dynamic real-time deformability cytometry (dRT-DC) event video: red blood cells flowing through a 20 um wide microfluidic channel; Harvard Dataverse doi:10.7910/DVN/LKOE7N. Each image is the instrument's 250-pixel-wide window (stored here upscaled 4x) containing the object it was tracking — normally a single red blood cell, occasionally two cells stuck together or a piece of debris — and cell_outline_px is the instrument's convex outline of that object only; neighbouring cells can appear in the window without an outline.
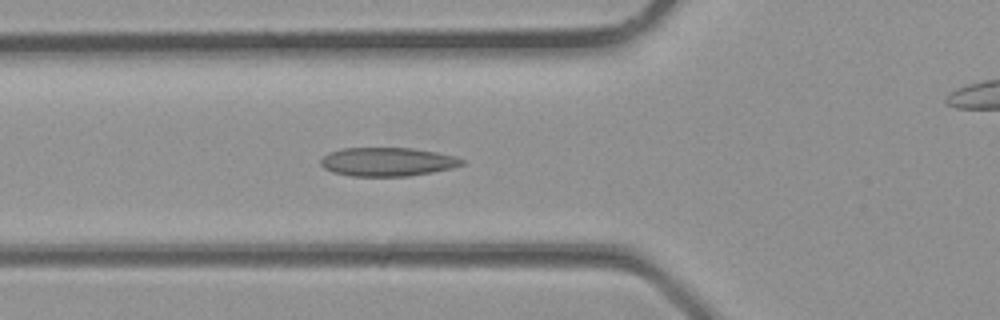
{"species": "common noctule bat (a hibernating species)", "species_latin": "Nyctalus noctula", "temperature_condition": "room temperature", "stored_images_in_passage": 25, "camera_frame_rate_fps": 3000, "um_per_image_px": 0.085, "animal": {"sex": "male", "body_mass_g": 23.1, "forearm_length_mm": 52.7}, "frame": {"image": 1, "passage_image": 2, "time_ms": 0.333, "image_size_px": [1000, 320], "cell_outline_px": [[464, 164], [452, 168], [432, 172], [408, 176], [352, 176], [332, 172], [324, 168], [320, 164], [320, 160], [328, 152], [344, 148], [412, 148], [436, 152], [456, 156], [464, 160]], "centroid_in_image_um": [32.93, 13.75], "position_along_channel_um": 92.9, "area_um2": 23.64}}
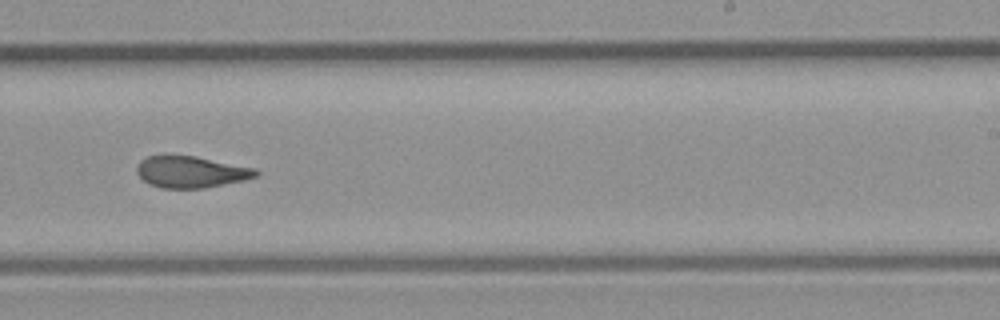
{"frame": {"image": 2, "passage_image": 11, "time_ms": 3.333, "image_size_px": [1000, 320], "cell_outline_px": [[260, 172], [256, 176], [244, 180], [204, 188], [160, 188], [148, 184], [136, 172], [136, 168], [140, 160], [148, 156], [196, 156], [256, 168]], "centroid_in_image_um": [16.24, 14.62], "position_along_channel_um": 272.8, "area_um2": 21.85}}
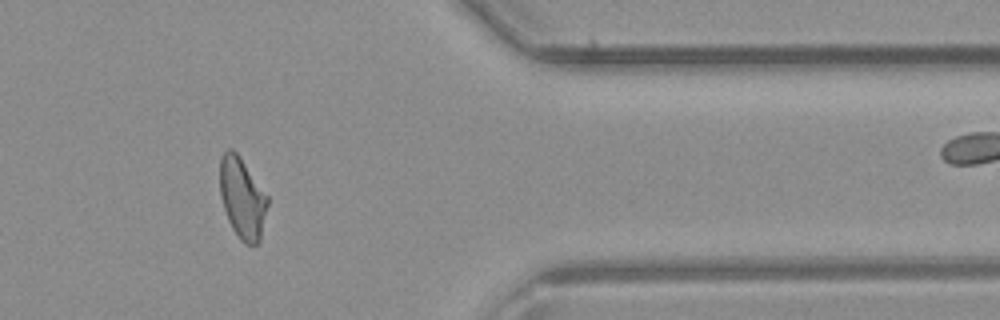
{"frame": {"image": 3, "passage_image": 18, "time_ms": 5.667, "image_size_px": [1000, 320], "cell_outline_px": [[268, 204], [260, 240], [256, 244], [244, 244], [240, 240], [232, 228], [228, 220], [220, 196], [220, 156], [228, 148], [232, 148], [236, 152], [268, 196]], "centroid_in_image_um": [20.58, 16.84], "position_along_channel_um": 390.8, "area_um2": 22.37}}